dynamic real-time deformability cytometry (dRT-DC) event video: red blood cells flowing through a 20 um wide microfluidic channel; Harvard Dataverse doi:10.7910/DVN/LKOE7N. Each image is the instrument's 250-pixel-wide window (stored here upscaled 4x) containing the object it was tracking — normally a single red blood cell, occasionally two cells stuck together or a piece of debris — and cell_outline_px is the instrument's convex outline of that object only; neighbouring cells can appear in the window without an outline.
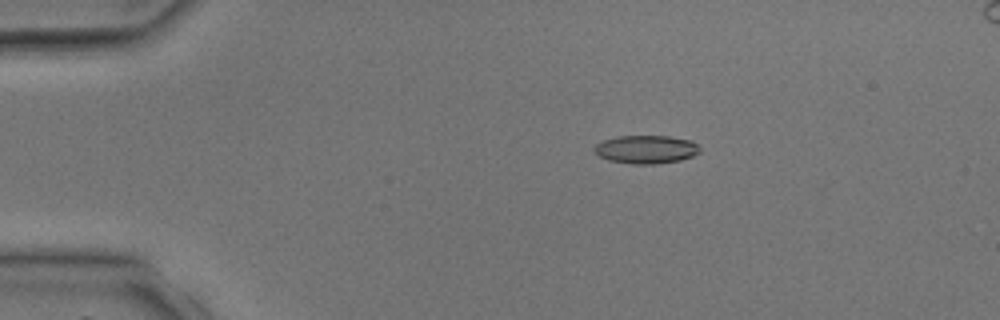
{"species": "common noctule bat (a hibernating species)", "species_latin": "Nyctalus noctula", "temperature_condition": "room temperature", "stored_images_in_passage": 4, "camera_frame_rate_fps": 3000, "um_per_image_px": 0.085, "animal": {"sex": "male", "body_mass_g": 17.9, "forearm_length_mm": 54.2}, "frame": {"image": 1, "passage_image": 2, "time_ms": 1.333, "image_size_px": [1000, 320], "cell_outline_px": [[700, 152], [692, 156], [680, 160], [656, 164], [632, 164], [608, 160], [592, 152], [592, 148], [596, 144], [604, 140], [616, 136], [668, 136], [692, 140], [700, 148]], "centroid_in_image_um": [54.89, 12.7], "position_along_channel_um": 30.1, "area_um2": 17.51}}